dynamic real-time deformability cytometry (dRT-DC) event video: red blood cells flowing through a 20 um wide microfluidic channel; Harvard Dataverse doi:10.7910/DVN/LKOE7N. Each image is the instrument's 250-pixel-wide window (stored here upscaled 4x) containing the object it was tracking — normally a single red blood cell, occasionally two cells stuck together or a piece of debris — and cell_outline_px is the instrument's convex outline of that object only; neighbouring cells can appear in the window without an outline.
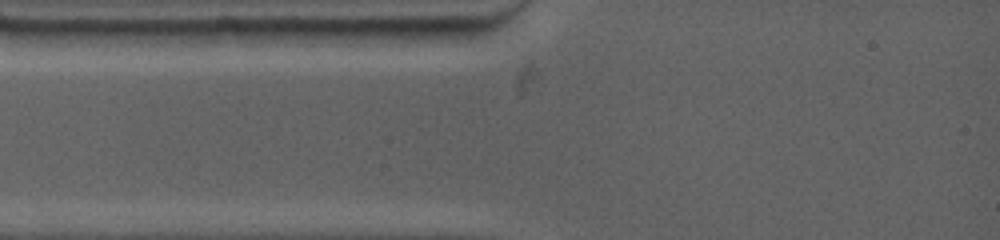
{"species": "common noctule bat (a hibernating species)", "species_latin": "Nyctalus noctula", "temperature_condition": "warm", "stored_images_in_passage": 4, "segment_of_instrument_passage": [1, 2], "camera_frame_rate_fps": 4500, "um_per_image_px": 0.085, "animal": {"sex": "female", "body_mass_g": 19.0, "forearm_length_mm": 53.3}, "frame": {"image": 1, "passage_image": 1, "time_ms": 0.0, "image_size_px": [1000, 240], "cell_outline_px": [[244, 28], [220, 44], [204, 48], [120, 44], [104, 32], [108, 28]], "centroid_in_image_um": [14.64, 3.1], "position_along_channel_um": 70.4, "area_um2": 15.49}}